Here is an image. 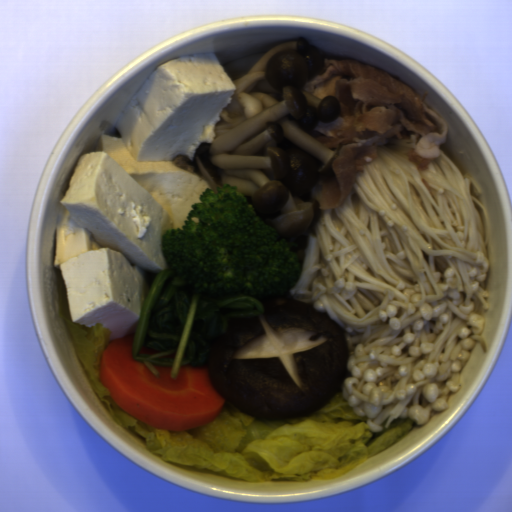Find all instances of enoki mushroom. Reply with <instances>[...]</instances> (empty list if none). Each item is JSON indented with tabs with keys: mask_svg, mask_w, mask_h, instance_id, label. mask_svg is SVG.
<instances>
[{
	"mask_svg": "<svg viewBox=\"0 0 512 512\" xmlns=\"http://www.w3.org/2000/svg\"><path fill=\"white\" fill-rule=\"evenodd\" d=\"M391 137L338 207L318 209L295 242L286 292L341 327L347 404L378 433L446 408L487 322L488 208L445 150L423 170Z\"/></svg>",
	"mask_w": 512,
	"mask_h": 512,
	"instance_id": "cea9216a",
	"label": "enoki mushroom"
}]
</instances>
